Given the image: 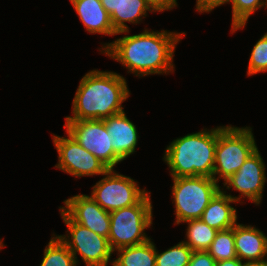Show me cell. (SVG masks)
I'll use <instances>...</instances> for the list:
<instances>
[{"instance_id":"obj_1","label":"cell","mask_w":267,"mask_h":266,"mask_svg":"<svg viewBox=\"0 0 267 266\" xmlns=\"http://www.w3.org/2000/svg\"><path fill=\"white\" fill-rule=\"evenodd\" d=\"M186 35L185 32L167 30L150 31L126 35L108 42L100 48L103 54L121 63L139 77L151 74H170L174 72L173 57L176 45Z\"/></svg>"},{"instance_id":"obj_2","label":"cell","mask_w":267,"mask_h":266,"mask_svg":"<svg viewBox=\"0 0 267 266\" xmlns=\"http://www.w3.org/2000/svg\"><path fill=\"white\" fill-rule=\"evenodd\" d=\"M130 96L126 79L115 72H87L79 81L72 102L73 116L65 120H103L124 111L122 103Z\"/></svg>"},{"instance_id":"obj_3","label":"cell","mask_w":267,"mask_h":266,"mask_svg":"<svg viewBox=\"0 0 267 266\" xmlns=\"http://www.w3.org/2000/svg\"><path fill=\"white\" fill-rule=\"evenodd\" d=\"M218 126L201 129L174 139L167 146L163 157L172 178L206 176L212 178Z\"/></svg>"},{"instance_id":"obj_4","label":"cell","mask_w":267,"mask_h":266,"mask_svg":"<svg viewBox=\"0 0 267 266\" xmlns=\"http://www.w3.org/2000/svg\"><path fill=\"white\" fill-rule=\"evenodd\" d=\"M150 193L149 191L137 204L110 212L108 241L113 252L151 239L145 233L153 224Z\"/></svg>"},{"instance_id":"obj_5","label":"cell","mask_w":267,"mask_h":266,"mask_svg":"<svg viewBox=\"0 0 267 266\" xmlns=\"http://www.w3.org/2000/svg\"><path fill=\"white\" fill-rule=\"evenodd\" d=\"M258 149L252 128L218 126L212 178L218 183L235 174L246 159ZM217 176V177H216Z\"/></svg>"},{"instance_id":"obj_6","label":"cell","mask_w":267,"mask_h":266,"mask_svg":"<svg viewBox=\"0 0 267 266\" xmlns=\"http://www.w3.org/2000/svg\"><path fill=\"white\" fill-rule=\"evenodd\" d=\"M172 180L175 225L200 219L210 200L221 188L213 178L206 176L179 177Z\"/></svg>"},{"instance_id":"obj_7","label":"cell","mask_w":267,"mask_h":266,"mask_svg":"<svg viewBox=\"0 0 267 266\" xmlns=\"http://www.w3.org/2000/svg\"><path fill=\"white\" fill-rule=\"evenodd\" d=\"M59 210L67 226V233L56 236L68 247L77 265L79 263L77 254L81 256L86 266H108L109 262L113 265V260L111 261L113 251L108 238L74 222L61 208Z\"/></svg>"},{"instance_id":"obj_8","label":"cell","mask_w":267,"mask_h":266,"mask_svg":"<svg viewBox=\"0 0 267 266\" xmlns=\"http://www.w3.org/2000/svg\"><path fill=\"white\" fill-rule=\"evenodd\" d=\"M148 192L137 181L108 169L92 187L91 198L107 212L137 204Z\"/></svg>"},{"instance_id":"obj_9","label":"cell","mask_w":267,"mask_h":266,"mask_svg":"<svg viewBox=\"0 0 267 266\" xmlns=\"http://www.w3.org/2000/svg\"><path fill=\"white\" fill-rule=\"evenodd\" d=\"M64 128L83 148L97 157L108 169L121 163L114 153L104 120H65Z\"/></svg>"},{"instance_id":"obj_10","label":"cell","mask_w":267,"mask_h":266,"mask_svg":"<svg viewBox=\"0 0 267 266\" xmlns=\"http://www.w3.org/2000/svg\"><path fill=\"white\" fill-rule=\"evenodd\" d=\"M66 134L67 137L54 134L52 138L58 152V163L55 168L78 178L104 175L108 168L67 132Z\"/></svg>"},{"instance_id":"obj_11","label":"cell","mask_w":267,"mask_h":266,"mask_svg":"<svg viewBox=\"0 0 267 266\" xmlns=\"http://www.w3.org/2000/svg\"><path fill=\"white\" fill-rule=\"evenodd\" d=\"M265 167L264 160L257 149L246 159L235 174L222 183L223 187L228 190L233 188V190L239 191L240 195L238 197L231 194L227 195L236 202H240L243 197L248 198L255 205H260L267 180Z\"/></svg>"},{"instance_id":"obj_12","label":"cell","mask_w":267,"mask_h":266,"mask_svg":"<svg viewBox=\"0 0 267 266\" xmlns=\"http://www.w3.org/2000/svg\"><path fill=\"white\" fill-rule=\"evenodd\" d=\"M61 208L74 222L108 238L110 229V212L104 210L91 196L74 195L64 200Z\"/></svg>"},{"instance_id":"obj_13","label":"cell","mask_w":267,"mask_h":266,"mask_svg":"<svg viewBox=\"0 0 267 266\" xmlns=\"http://www.w3.org/2000/svg\"><path fill=\"white\" fill-rule=\"evenodd\" d=\"M104 120L114 153L123 161L136 149L138 138L136 125L126 116L125 111L107 117Z\"/></svg>"},{"instance_id":"obj_14","label":"cell","mask_w":267,"mask_h":266,"mask_svg":"<svg viewBox=\"0 0 267 266\" xmlns=\"http://www.w3.org/2000/svg\"><path fill=\"white\" fill-rule=\"evenodd\" d=\"M234 242L237 258L242 262L267 259V236L260 229L237 223L234 226Z\"/></svg>"},{"instance_id":"obj_15","label":"cell","mask_w":267,"mask_h":266,"mask_svg":"<svg viewBox=\"0 0 267 266\" xmlns=\"http://www.w3.org/2000/svg\"><path fill=\"white\" fill-rule=\"evenodd\" d=\"M80 21L90 34H103L114 36L109 13L105 10L100 0H70Z\"/></svg>"},{"instance_id":"obj_16","label":"cell","mask_w":267,"mask_h":266,"mask_svg":"<svg viewBox=\"0 0 267 266\" xmlns=\"http://www.w3.org/2000/svg\"><path fill=\"white\" fill-rule=\"evenodd\" d=\"M231 203L237 202L222 187L210 200L200 219L217 231L233 228L237 224V210Z\"/></svg>"},{"instance_id":"obj_17","label":"cell","mask_w":267,"mask_h":266,"mask_svg":"<svg viewBox=\"0 0 267 266\" xmlns=\"http://www.w3.org/2000/svg\"><path fill=\"white\" fill-rule=\"evenodd\" d=\"M147 11L154 12L146 0H120L118 10L110 16L114 31L117 35L129 33L126 22L139 24L142 17L147 16Z\"/></svg>"},{"instance_id":"obj_18","label":"cell","mask_w":267,"mask_h":266,"mask_svg":"<svg viewBox=\"0 0 267 266\" xmlns=\"http://www.w3.org/2000/svg\"><path fill=\"white\" fill-rule=\"evenodd\" d=\"M117 258L112 266H156V246L149 239L139 245L124 247L114 251Z\"/></svg>"},{"instance_id":"obj_19","label":"cell","mask_w":267,"mask_h":266,"mask_svg":"<svg viewBox=\"0 0 267 266\" xmlns=\"http://www.w3.org/2000/svg\"><path fill=\"white\" fill-rule=\"evenodd\" d=\"M182 223H187L186 237L183 241L192 251H207L215 239L217 230L209 227L201 219H191Z\"/></svg>"},{"instance_id":"obj_20","label":"cell","mask_w":267,"mask_h":266,"mask_svg":"<svg viewBox=\"0 0 267 266\" xmlns=\"http://www.w3.org/2000/svg\"><path fill=\"white\" fill-rule=\"evenodd\" d=\"M40 266H77V263L68 247L53 234L44 249Z\"/></svg>"},{"instance_id":"obj_21","label":"cell","mask_w":267,"mask_h":266,"mask_svg":"<svg viewBox=\"0 0 267 266\" xmlns=\"http://www.w3.org/2000/svg\"><path fill=\"white\" fill-rule=\"evenodd\" d=\"M227 3H232L231 34L244 28L256 10L267 7V0H228Z\"/></svg>"},{"instance_id":"obj_22","label":"cell","mask_w":267,"mask_h":266,"mask_svg":"<svg viewBox=\"0 0 267 266\" xmlns=\"http://www.w3.org/2000/svg\"><path fill=\"white\" fill-rule=\"evenodd\" d=\"M207 252L216 262L237 258L234 242V227L218 231Z\"/></svg>"},{"instance_id":"obj_23","label":"cell","mask_w":267,"mask_h":266,"mask_svg":"<svg viewBox=\"0 0 267 266\" xmlns=\"http://www.w3.org/2000/svg\"><path fill=\"white\" fill-rule=\"evenodd\" d=\"M192 252L183 241L161 253L156 249V266H188Z\"/></svg>"},{"instance_id":"obj_24","label":"cell","mask_w":267,"mask_h":266,"mask_svg":"<svg viewBox=\"0 0 267 266\" xmlns=\"http://www.w3.org/2000/svg\"><path fill=\"white\" fill-rule=\"evenodd\" d=\"M267 71V32L253 46L247 76Z\"/></svg>"},{"instance_id":"obj_25","label":"cell","mask_w":267,"mask_h":266,"mask_svg":"<svg viewBox=\"0 0 267 266\" xmlns=\"http://www.w3.org/2000/svg\"><path fill=\"white\" fill-rule=\"evenodd\" d=\"M215 259L207 251H193L188 266H215Z\"/></svg>"},{"instance_id":"obj_26","label":"cell","mask_w":267,"mask_h":266,"mask_svg":"<svg viewBox=\"0 0 267 266\" xmlns=\"http://www.w3.org/2000/svg\"><path fill=\"white\" fill-rule=\"evenodd\" d=\"M228 0H196V11L199 13H209L216 7L226 4Z\"/></svg>"},{"instance_id":"obj_27","label":"cell","mask_w":267,"mask_h":266,"mask_svg":"<svg viewBox=\"0 0 267 266\" xmlns=\"http://www.w3.org/2000/svg\"><path fill=\"white\" fill-rule=\"evenodd\" d=\"M154 13L172 10L177 7V0H146Z\"/></svg>"},{"instance_id":"obj_28","label":"cell","mask_w":267,"mask_h":266,"mask_svg":"<svg viewBox=\"0 0 267 266\" xmlns=\"http://www.w3.org/2000/svg\"><path fill=\"white\" fill-rule=\"evenodd\" d=\"M119 1L120 0H100V2L102 3L103 7L109 13L110 16L112 15V13L115 10H118Z\"/></svg>"},{"instance_id":"obj_29","label":"cell","mask_w":267,"mask_h":266,"mask_svg":"<svg viewBox=\"0 0 267 266\" xmlns=\"http://www.w3.org/2000/svg\"><path fill=\"white\" fill-rule=\"evenodd\" d=\"M215 266H246V262H242L238 258H234L230 260H222L216 262Z\"/></svg>"},{"instance_id":"obj_30","label":"cell","mask_w":267,"mask_h":266,"mask_svg":"<svg viewBox=\"0 0 267 266\" xmlns=\"http://www.w3.org/2000/svg\"><path fill=\"white\" fill-rule=\"evenodd\" d=\"M246 266H267V259L262 261L247 262Z\"/></svg>"},{"instance_id":"obj_31","label":"cell","mask_w":267,"mask_h":266,"mask_svg":"<svg viewBox=\"0 0 267 266\" xmlns=\"http://www.w3.org/2000/svg\"><path fill=\"white\" fill-rule=\"evenodd\" d=\"M4 239H0V250H2V248H5V245L2 243Z\"/></svg>"}]
</instances>
